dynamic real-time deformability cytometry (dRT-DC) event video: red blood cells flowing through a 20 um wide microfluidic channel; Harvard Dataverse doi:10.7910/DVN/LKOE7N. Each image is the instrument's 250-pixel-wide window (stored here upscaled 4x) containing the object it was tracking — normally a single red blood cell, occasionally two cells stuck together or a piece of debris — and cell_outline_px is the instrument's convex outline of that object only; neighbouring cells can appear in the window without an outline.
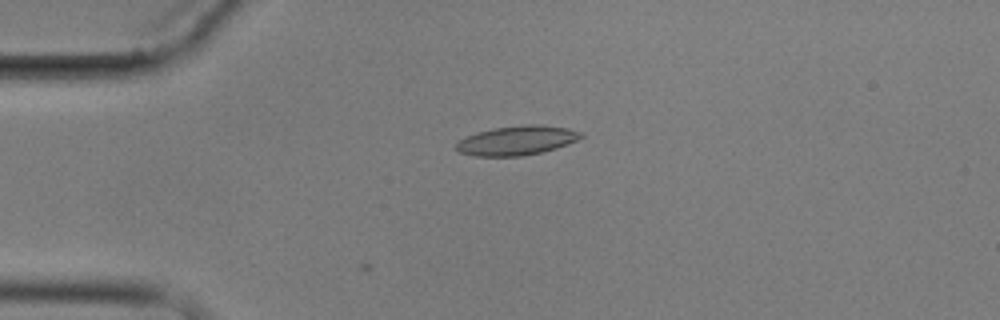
{"species": "common noctule bat (a hibernating species)", "species_latin": "Nyctalus noctula", "temperature_condition": "cold", "stored_images_in_passage": 6, "camera_frame_rate_fps": 3000, "um_per_image_px": 0.085, "animal": {"sex": "male", "body_mass_g": 17.9}, "frame": {"image": 1, "passage_image": 4, "time_ms": 3.333, "image_size_px": [1000, 320], "cell_outline_px": [[584, 136], [568, 144], [556, 148], [540, 152], [520, 156], [476, 156], [460, 152], [456, 148], [456, 144], [460, 140], [476, 132], [496, 128], [528, 124], [536, 124], [568, 128], [584, 132]], "centroid_in_image_um": [43.97, 11.93], "position_along_channel_um": 41.0, "area_um2": 21.1}}
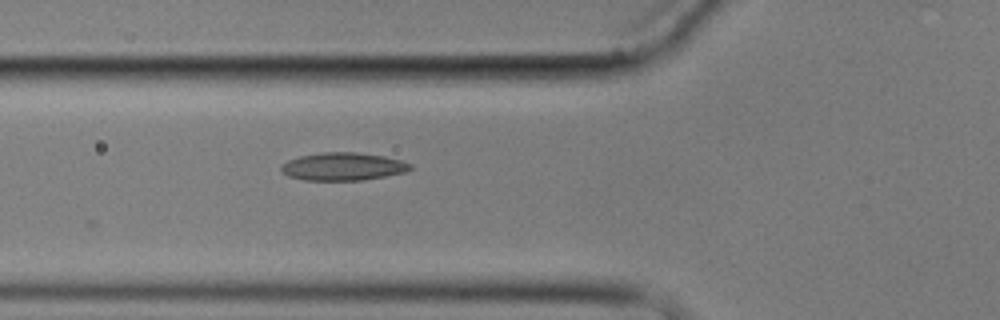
{"frame": {"image": 2, "passage_image": 6, "time_ms": 5.667, "image_size_px": [1000, 320], "cell_outline_px": [[412, 168], [408, 172], [360, 180], [304, 180], [288, 176], [280, 168], [280, 164], [288, 160], [300, 156], [324, 152], [356, 152], [384, 156], [400, 160], [412, 164]], "centroid_in_image_um": [29.16, 14.15], "position_along_channel_um": 96.6, "area_um2": 20.92}}